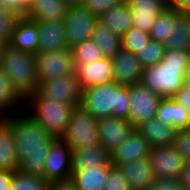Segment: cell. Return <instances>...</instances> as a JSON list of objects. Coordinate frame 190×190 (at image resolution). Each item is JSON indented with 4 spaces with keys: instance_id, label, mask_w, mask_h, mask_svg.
Segmentation results:
<instances>
[{
    "instance_id": "obj_15",
    "label": "cell",
    "mask_w": 190,
    "mask_h": 190,
    "mask_svg": "<svg viewBox=\"0 0 190 190\" xmlns=\"http://www.w3.org/2000/svg\"><path fill=\"white\" fill-rule=\"evenodd\" d=\"M38 30V52L69 48L64 20H34Z\"/></svg>"
},
{
    "instance_id": "obj_28",
    "label": "cell",
    "mask_w": 190,
    "mask_h": 190,
    "mask_svg": "<svg viewBox=\"0 0 190 190\" xmlns=\"http://www.w3.org/2000/svg\"><path fill=\"white\" fill-rule=\"evenodd\" d=\"M99 20L115 33L122 36L132 27V11L125 0L103 14Z\"/></svg>"
},
{
    "instance_id": "obj_44",
    "label": "cell",
    "mask_w": 190,
    "mask_h": 190,
    "mask_svg": "<svg viewBox=\"0 0 190 190\" xmlns=\"http://www.w3.org/2000/svg\"><path fill=\"white\" fill-rule=\"evenodd\" d=\"M14 171L0 170V190H10V183Z\"/></svg>"
},
{
    "instance_id": "obj_1",
    "label": "cell",
    "mask_w": 190,
    "mask_h": 190,
    "mask_svg": "<svg viewBox=\"0 0 190 190\" xmlns=\"http://www.w3.org/2000/svg\"><path fill=\"white\" fill-rule=\"evenodd\" d=\"M4 118L14 130V145L20 172L44 178L48 150L56 140L28 113Z\"/></svg>"
},
{
    "instance_id": "obj_41",
    "label": "cell",
    "mask_w": 190,
    "mask_h": 190,
    "mask_svg": "<svg viewBox=\"0 0 190 190\" xmlns=\"http://www.w3.org/2000/svg\"><path fill=\"white\" fill-rule=\"evenodd\" d=\"M0 3L7 11L13 12L20 17L27 15L28 8L23 4L22 0H0Z\"/></svg>"
},
{
    "instance_id": "obj_21",
    "label": "cell",
    "mask_w": 190,
    "mask_h": 190,
    "mask_svg": "<svg viewBox=\"0 0 190 190\" xmlns=\"http://www.w3.org/2000/svg\"><path fill=\"white\" fill-rule=\"evenodd\" d=\"M136 129L151 148L173 145L177 133L174 127L164 124L156 117L142 122Z\"/></svg>"
},
{
    "instance_id": "obj_50",
    "label": "cell",
    "mask_w": 190,
    "mask_h": 190,
    "mask_svg": "<svg viewBox=\"0 0 190 190\" xmlns=\"http://www.w3.org/2000/svg\"><path fill=\"white\" fill-rule=\"evenodd\" d=\"M3 44H4V43L0 40V52H1V49H2Z\"/></svg>"
},
{
    "instance_id": "obj_20",
    "label": "cell",
    "mask_w": 190,
    "mask_h": 190,
    "mask_svg": "<svg viewBox=\"0 0 190 190\" xmlns=\"http://www.w3.org/2000/svg\"><path fill=\"white\" fill-rule=\"evenodd\" d=\"M8 44L22 51L37 54L38 30L36 22L26 16L20 17L16 22Z\"/></svg>"
},
{
    "instance_id": "obj_22",
    "label": "cell",
    "mask_w": 190,
    "mask_h": 190,
    "mask_svg": "<svg viewBox=\"0 0 190 190\" xmlns=\"http://www.w3.org/2000/svg\"><path fill=\"white\" fill-rule=\"evenodd\" d=\"M131 190H146L155 179L149 158L126 162L119 167Z\"/></svg>"
},
{
    "instance_id": "obj_52",
    "label": "cell",
    "mask_w": 190,
    "mask_h": 190,
    "mask_svg": "<svg viewBox=\"0 0 190 190\" xmlns=\"http://www.w3.org/2000/svg\"><path fill=\"white\" fill-rule=\"evenodd\" d=\"M186 14L190 17V8L186 11Z\"/></svg>"
},
{
    "instance_id": "obj_43",
    "label": "cell",
    "mask_w": 190,
    "mask_h": 190,
    "mask_svg": "<svg viewBox=\"0 0 190 190\" xmlns=\"http://www.w3.org/2000/svg\"><path fill=\"white\" fill-rule=\"evenodd\" d=\"M179 179L183 184L184 190H190V160L185 161Z\"/></svg>"
},
{
    "instance_id": "obj_4",
    "label": "cell",
    "mask_w": 190,
    "mask_h": 190,
    "mask_svg": "<svg viewBox=\"0 0 190 190\" xmlns=\"http://www.w3.org/2000/svg\"><path fill=\"white\" fill-rule=\"evenodd\" d=\"M0 68L9 76L14 88L25 100L38 91L35 54L4 43L0 52Z\"/></svg>"
},
{
    "instance_id": "obj_38",
    "label": "cell",
    "mask_w": 190,
    "mask_h": 190,
    "mask_svg": "<svg viewBox=\"0 0 190 190\" xmlns=\"http://www.w3.org/2000/svg\"><path fill=\"white\" fill-rule=\"evenodd\" d=\"M173 146L185 161L190 160V128L177 130Z\"/></svg>"
},
{
    "instance_id": "obj_29",
    "label": "cell",
    "mask_w": 190,
    "mask_h": 190,
    "mask_svg": "<svg viewBox=\"0 0 190 190\" xmlns=\"http://www.w3.org/2000/svg\"><path fill=\"white\" fill-rule=\"evenodd\" d=\"M91 39L102 50L104 58H113L114 55L122 48L121 36L111 30L100 20L95 24Z\"/></svg>"
},
{
    "instance_id": "obj_11",
    "label": "cell",
    "mask_w": 190,
    "mask_h": 190,
    "mask_svg": "<svg viewBox=\"0 0 190 190\" xmlns=\"http://www.w3.org/2000/svg\"><path fill=\"white\" fill-rule=\"evenodd\" d=\"M98 20L85 6H69L64 19L69 48L90 40Z\"/></svg>"
},
{
    "instance_id": "obj_14",
    "label": "cell",
    "mask_w": 190,
    "mask_h": 190,
    "mask_svg": "<svg viewBox=\"0 0 190 190\" xmlns=\"http://www.w3.org/2000/svg\"><path fill=\"white\" fill-rule=\"evenodd\" d=\"M99 144L110 153L130 136L135 127L126 119L106 117L97 120Z\"/></svg>"
},
{
    "instance_id": "obj_12",
    "label": "cell",
    "mask_w": 190,
    "mask_h": 190,
    "mask_svg": "<svg viewBox=\"0 0 190 190\" xmlns=\"http://www.w3.org/2000/svg\"><path fill=\"white\" fill-rule=\"evenodd\" d=\"M148 158L155 178L179 177L185 164L173 145L151 148Z\"/></svg>"
},
{
    "instance_id": "obj_47",
    "label": "cell",
    "mask_w": 190,
    "mask_h": 190,
    "mask_svg": "<svg viewBox=\"0 0 190 190\" xmlns=\"http://www.w3.org/2000/svg\"><path fill=\"white\" fill-rule=\"evenodd\" d=\"M69 6H84L86 0H66Z\"/></svg>"
},
{
    "instance_id": "obj_5",
    "label": "cell",
    "mask_w": 190,
    "mask_h": 190,
    "mask_svg": "<svg viewBox=\"0 0 190 190\" xmlns=\"http://www.w3.org/2000/svg\"><path fill=\"white\" fill-rule=\"evenodd\" d=\"M24 111L46 129L48 134L61 139L68 128L73 106L61 103L57 99L50 100L42 97L37 91L25 100Z\"/></svg>"
},
{
    "instance_id": "obj_37",
    "label": "cell",
    "mask_w": 190,
    "mask_h": 190,
    "mask_svg": "<svg viewBox=\"0 0 190 190\" xmlns=\"http://www.w3.org/2000/svg\"><path fill=\"white\" fill-rule=\"evenodd\" d=\"M125 0H86L84 6L98 19L111 8L120 5Z\"/></svg>"
},
{
    "instance_id": "obj_27",
    "label": "cell",
    "mask_w": 190,
    "mask_h": 190,
    "mask_svg": "<svg viewBox=\"0 0 190 190\" xmlns=\"http://www.w3.org/2000/svg\"><path fill=\"white\" fill-rule=\"evenodd\" d=\"M19 163L14 145L13 127L3 119L0 122V170L16 171Z\"/></svg>"
},
{
    "instance_id": "obj_17",
    "label": "cell",
    "mask_w": 190,
    "mask_h": 190,
    "mask_svg": "<svg viewBox=\"0 0 190 190\" xmlns=\"http://www.w3.org/2000/svg\"><path fill=\"white\" fill-rule=\"evenodd\" d=\"M132 11V26L146 33L167 8V0H126Z\"/></svg>"
},
{
    "instance_id": "obj_40",
    "label": "cell",
    "mask_w": 190,
    "mask_h": 190,
    "mask_svg": "<svg viewBox=\"0 0 190 190\" xmlns=\"http://www.w3.org/2000/svg\"><path fill=\"white\" fill-rule=\"evenodd\" d=\"M146 190H184L179 177L155 178Z\"/></svg>"
},
{
    "instance_id": "obj_19",
    "label": "cell",
    "mask_w": 190,
    "mask_h": 190,
    "mask_svg": "<svg viewBox=\"0 0 190 190\" xmlns=\"http://www.w3.org/2000/svg\"><path fill=\"white\" fill-rule=\"evenodd\" d=\"M98 166H113L111 153L100 144L72 151V171H85Z\"/></svg>"
},
{
    "instance_id": "obj_9",
    "label": "cell",
    "mask_w": 190,
    "mask_h": 190,
    "mask_svg": "<svg viewBox=\"0 0 190 190\" xmlns=\"http://www.w3.org/2000/svg\"><path fill=\"white\" fill-rule=\"evenodd\" d=\"M38 84L75 72L73 52L70 48L35 54Z\"/></svg>"
},
{
    "instance_id": "obj_42",
    "label": "cell",
    "mask_w": 190,
    "mask_h": 190,
    "mask_svg": "<svg viewBox=\"0 0 190 190\" xmlns=\"http://www.w3.org/2000/svg\"><path fill=\"white\" fill-rule=\"evenodd\" d=\"M173 98L187 109L190 115V86L186 83L177 91Z\"/></svg>"
},
{
    "instance_id": "obj_16",
    "label": "cell",
    "mask_w": 190,
    "mask_h": 190,
    "mask_svg": "<svg viewBox=\"0 0 190 190\" xmlns=\"http://www.w3.org/2000/svg\"><path fill=\"white\" fill-rule=\"evenodd\" d=\"M150 150L149 143L135 128L125 142L111 152V164L118 168L123 163L148 158Z\"/></svg>"
},
{
    "instance_id": "obj_10",
    "label": "cell",
    "mask_w": 190,
    "mask_h": 190,
    "mask_svg": "<svg viewBox=\"0 0 190 190\" xmlns=\"http://www.w3.org/2000/svg\"><path fill=\"white\" fill-rule=\"evenodd\" d=\"M72 176V150L61 139L50 146L44 167V178L49 184L67 182Z\"/></svg>"
},
{
    "instance_id": "obj_3",
    "label": "cell",
    "mask_w": 190,
    "mask_h": 190,
    "mask_svg": "<svg viewBox=\"0 0 190 190\" xmlns=\"http://www.w3.org/2000/svg\"><path fill=\"white\" fill-rule=\"evenodd\" d=\"M128 86L114 81L83 89L81 105L95 118L117 117L128 120Z\"/></svg>"
},
{
    "instance_id": "obj_24",
    "label": "cell",
    "mask_w": 190,
    "mask_h": 190,
    "mask_svg": "<svg viewBox=\"0 0 190 190\" xmlns=\"http://www.w3.org/2000/svg\"><path fill=\"white\" fill-rule=\"evenodd\" d=\"M22 109H25V99L14 88L9 76L0 68V117L13 116L17 112H22Z\"/></svg>"
},
{
    "instance_id": "obj_31",
    "label": "cell",
    "mask_w": 190,
    "mask_h": 190,
    "mask_svg": "<svg viewBox=\"0 0 190 190\" xmlns=\"http://www.w3.org/2000/svg\"><path fill=\"white\" fill-rule=\"evenodd\" d=\"M183 13V11L167 8L161 13L152 25L149 32L150 38L153 41L164 43L170 36L171 23H176V19Z\"/></svg>"
},
{
    "instance_id": "obj_26",
    "label": "cell",
    "mask_w": 190,
    "mask_h": 190,
    "mask_svg": "<svg viewBox=\"0 0 190 190\" xmlns=\"http://www.w3.org/2000/svg\"><path fill=\"white\" fill-rule=\"evenodd\" d=\"M66 0H35L27 9L26 17L31 20H64L68 12Z\"/></svg>"
},
{
    "instance_id": "obj_33",
    "label": "cell",
    "mask_w": 190,
    "mask_h": 190,
    "mask_svg": "<svg viewBox=\"0 0 190 190\" xmlns=\"http://www.w3.org/2000/svg\"><path fill=\"white\" fill-rule=\"evenodd\" d=\"M50 184L45 178L26 174L19 170L14 171L10 183V190H49Z\"/></svg>"
},
{
    "instance_id": "obj_51",
    "label": "cell",
    "mask_w": 190,
    "mask_h": 190,
    "mask_svg": "<svg viewBox=\"0 0 190 190\" xmlns=\"http://www.w3.org/2000/svg\"><path fill=\"white\" fill-rule=\"evenodd\" d=\"M186 76H190V61H189V70Z\"/></svg>"
},
{
    "instance_id": "obj_18",
    "label": "cell",
    "mask_w": 190,
    "mask_h": 190,
    "mask_svg": "<svg viewBox=\"0 0 190 190\" xmlns=\"http://www.w3.org/2000/svg\"><path fill=\"white\" fill-rule=\"evenodd\" d=\"M75 71L82 89L92 85L112 82L114 76L112 62L109 58L77 65Z\"/></svg>"
},
{
    "instance_id": "obj_49",
    "label": "cell",
    "mask_w": 190,
    "mask_h": 190,
    "mask_svg": "<svg viewBox=\"0 0 190 190\" xmlns=\"http://www.w3.org/2000/svg\"><path fill=\"white\" fill-rule=\"evenodd\" d=\"M186 84L190 86V76H186Z\"/></svg>"
},
{
    "instance_id": "obj_25",
    "label": "cell",
    "mask_w": 190,
    "mask_h": 190,
    "mask_svg": "<svg viewBox=\"0 0 190 190\" xmlns=\"http://www.w3.org/2000/svg\"><path fill=\"white\" fill-rule=\"evenodd\" d=\"M114 166H98L85 171H72L70 182L78 190H104L109 171Z\"/></svg>"
},
{
    "instance_id": "obj_48",
    "label": "cell",
    "mask_w": 190,
    "mask_h": 190,
    "mask_svg": "<svg viewBox=\"0 0 190 190\" xmlns=\"http://www.w3.org/2000/svg\"><path fill=\"white\" fill-rule=\"evenodd\" d=\"M35 0H22L23 4L29 8Z\"/></svg>"
},
{
    "instance_id": "obj_8",
    "label": "cell",
    "mask_w": 190,
    "mask_h": 190,
    "mask_svg": "<svg viewBox=\"0 0 190 190\" xmlns=\"http://www.w3.org/2000/svg\"><path fill=\"white\" fill-rule=\"evenodd\" d=\"M42 97L67 103L73 107L82 103V93L79 77L75 72L39 84L37 91Z\"/></svg>"
},
{
    "instance_id": "obj_36",
    "label": "cell",
    "mask_w": 190,
    "mask_h": 190,
    "mask_svg": "<svg viewBox=\"0 0 190 190\" xmlns=\"http://www.w3.org/2000/svg\"><path fill=\"white\" fill-rule=\"evenodd\" d=\"M19 18L20 16L7 11L0 3V40L3 43H8Z\"/></svg>"
},
{
    "instance_id": "obj_45",
    "label": "cell",
    "mask_w": 190,
    "mask_h": 190,
    "mask_svg": "<svg viewBox=\"0 0 190 190\" xmlns=\"http://www.w3.org/2000/svg\"><path fill=\"white\" fill-rule=\"evenodd\" d=\"M170 9L186 12L190 8V0H167Z\"/></svg>"
},
{
    "instance_id": "obj_32",
    "label": "cell",
    "mask_w": 190,
    "mask_h": 190,
    "mask_svg": "<svg viewBox=\"0 0 190 190\" xmlns=\"http://www.w3.org/2000/svg\"><path fill=\"white\" fill-rule=\"evenodd\" d=\"M73 52L74 65H83L92 63L93 61H99L104 58L102 50L92 40L84 41L71 48Z\"/></svg>"
},
{
    "instance_id": "obj_34",
    "label": "cell",
    "mask_w": 190,
    "mask_h": 190,
    "mask_svg": "<svg viewBox=\"0 0 190 190\" xmlns=\"http://www.w3.org/2000/svg\"><path fill=\"white\" fill-rule=\"evenodd\" d=\"M150 40L149 33L133 26L121 36L122 48L131 51L134 55L139 53Z\"/></svg>"
},
{
    "instance_id": "obj_2",
    "label": "cell",
    "mask_w": 190,
    "mask_h": 190,
    "mask_svg": "<svg viewBox=\"0 0 190 190\" xmlns=\"http://www.w3.org/2000/svg\"><path fill=\"white\" fill-rule=\"evenodd\" d=\"M189 50H166L163 59L143 70L141 83L163 98L173 97L186 83Z\"/></svg>"
},
{
    "instance_id": "obj_39",
    "label": "cell",
    "mask_w": 190,
    "mask_h": 190,
    "mask_svg": "<svg viewBox=\"0 0 190 190\" xmlns=\"http://www.w3.org/2000/svg\"><path fill=\"white\" fill-rule=\"evenodd\" d=\"M104 190H131L127 179L119 168L113 167L109 171L108 180L105 183Z\"/></svg>"
},
{
    "instance_id": "obj_7",
    "label": "cell",
    "mask_w": 190,
    "mask_h": 190,
    "mask_svg": "<svg viewBox=\"0 0 190 190\" xmlns=\"http://www.w3.org/2000/svg\"><path fill=\"white\" fill-rule=\"evenodd\" d=\"M128 121L136 128L142 122L155 118L163 97L153 93L142 83L129 85Z\"/></svg>"
},
{
    "instance_id": "obj_30",
    "label": "cell",
    "mask_w": 190,
    "mask_h": 190,
    "mask_svg": "<svg viewBox=\"0 0 190 190\" xmlns=\"http://www.w3.org/2000/svg\"><path fill=\"white\" fill-rule=\"evenodd\" d=\"M163 44L166 50H189L190 17L186 12L176 19V23H171L170 36Z\"/></svg>"
},
{
    "instance_id": "obj_13",
    "label": "cell",
    "mask_w": 190,
    "mask_h": 190,
    "mask_svg": "<svg viewBox=\"0 0 190 190\" xmlns=\"http://www.w3.org/2000/svg\"><path fill=\"white\" fill-rule=\"evenodd\" d=\"M113 81L117 84L129 86L142 81L143 66L131 51L121 48L113 58Z\"/></svg>"
},
{
    "instance_id": "obj_46",
    "label": "cell",
    "mask_w": 190,
    "mask_h": 190,
    "mask_svg": "<svg viewBox=\"0 0 190 190\" xmlns=\"http://www.w3.org/2000/svg\"><path fill=\"white\" fill-rule=\"evenodd\" d=\"M49 190H78L70 181L50 184Z\"/></svg>"
},
{
    "instance_id": "obj_23",
    "label": "cell",
    "mask_w": 190,
    "mask_h": 190,
    "mask_svg": "<svg viewBox=\"0 0 190 190\" xmlns=\"http://www.w3.org/2000/svg\"><path fill=\"white\" fill-rule=\"evenodd\" d=\"M156 118L176 130L190 128V115L173 97L162 98Z\"/></svg>"
},
{
    "instance_id": "obj_35",
    "label": "cell",
    "mask_w": 190,
    "mask_h": 190,
    "mask_svg": "<svg viewBox=\"0 0 190 190\" xmlns=\"http://www.w3.org/2000/svg\"><path fill=\"white\" fill-rule=\"evenodd\" d=\"M165 46L163 43L158 41L150 40L136 57L139 59L143 68L150 67L158 64L164 57Z\"/></svg>"
},
{
    "instance_id": "obj_6",
    "label": "cell",
    "mask_w": 190,
    "mask_h": 190,
    "mask_svg": "<svg viewBox=\"0 0 190 190\" xmlns=\"http://www.w3.org/2000/svg\"><path fill=\"white\" fill-rule=\"evenodd\" d=\"M61 140L72 151L99 144L97 119L82 105L74 107L70 115L68 128Z\"/></svg>"
}]
</instances>
